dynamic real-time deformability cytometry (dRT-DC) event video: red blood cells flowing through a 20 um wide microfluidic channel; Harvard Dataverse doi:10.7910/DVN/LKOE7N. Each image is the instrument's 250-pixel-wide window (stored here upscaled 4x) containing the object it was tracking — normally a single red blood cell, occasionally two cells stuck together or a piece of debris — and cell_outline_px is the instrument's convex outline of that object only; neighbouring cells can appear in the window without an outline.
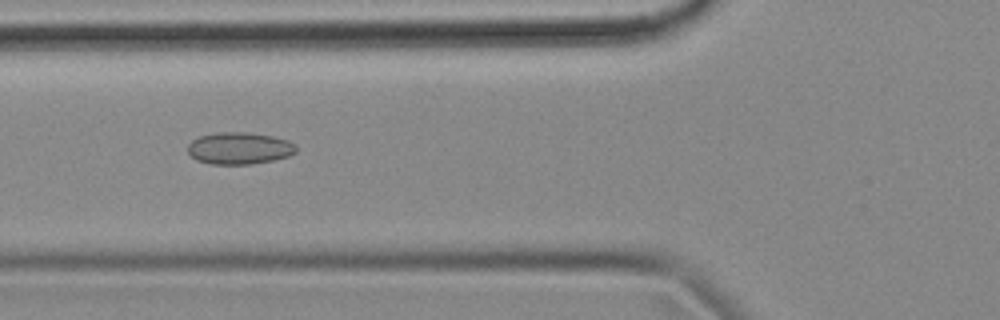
{"species": "common noctule bat (a hibernating species)", "species_latin": "Nyctalus noctula", "temperature_condition": "cold", "stored_images_in_passage": 42, "camera_frame_rate_fps": 3000, "um_per_image_px": 0.085, "animal": {"sex": "female", "body_mass_g": 18.4}, "frame": {"image": 1, "passage_image": 8, "time_ms": 2.333, "image_size_px": [1000, 320], "cell_outline_px": [[296, 152], [288, 156], [272, 160], [248, 164], [208, 164], [196, 160], [188, 152], [188, 144], [192, 140], [200, 136], [216, 132], [244, 132], [272, 136], [288, 140], [296, 144]], "centroid_in_image_um": [20.33, 12.6], "position_along_channel_um": 105.5, "area_um2": 20.17}}
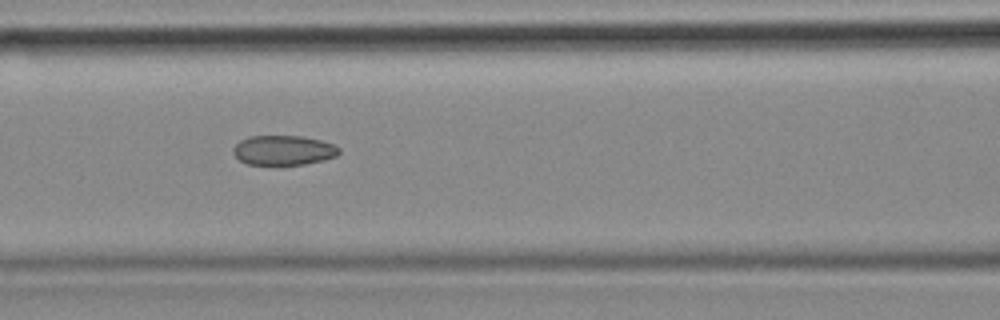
{"frame": {"image": 2, "passage_image": 11, "time_ms": 3.333, "image_size_px": [1000, 320], "cell_outline_px": [[340, 152], [336, 156], [324, 160], [304, 164], [276, 168], [248, 164], [240, 160], [232, 152], [232, 148], [240, 140], [252, 136], [300, 136], [320, 140], [332, 144], [340, 148]], "centroid_in_image_um": [24.07, 12.82], "position_along_channel_um": 142.5, "area_um2": 18.96}}
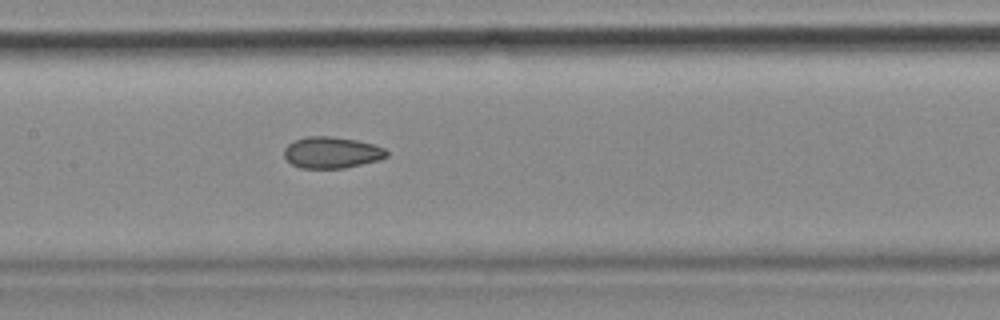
{"frame": {"image": 3, "passage_image": 14, "time_ms": 4.333, "image_size_px": [1000, 320], "cell_outline_px": [[388, 156], [376, 160], [344, 168], [300, 168], [292, 164], [284, 156], [284, 148], [288, 144], [296, 140], [308, 136], [332, 136], [356, 140], [372, 144], [384, 148], [388, 152]], "centroid_in_image_um": [28.17, 12.96], "position_along_channel_um": 179.2, "area_um2": 18.55}, "authors_computed_cell_mechanics": {"area_um2": 18.9295, "velocity_mm_per_s": 3.6763, "shape_relaxation_time_tau1_ms": null, "shape_relaxation_time_tau2_ms": 2.41, "deformation_change_tau1": null, "deformation_change_tau2": 0.0779}}